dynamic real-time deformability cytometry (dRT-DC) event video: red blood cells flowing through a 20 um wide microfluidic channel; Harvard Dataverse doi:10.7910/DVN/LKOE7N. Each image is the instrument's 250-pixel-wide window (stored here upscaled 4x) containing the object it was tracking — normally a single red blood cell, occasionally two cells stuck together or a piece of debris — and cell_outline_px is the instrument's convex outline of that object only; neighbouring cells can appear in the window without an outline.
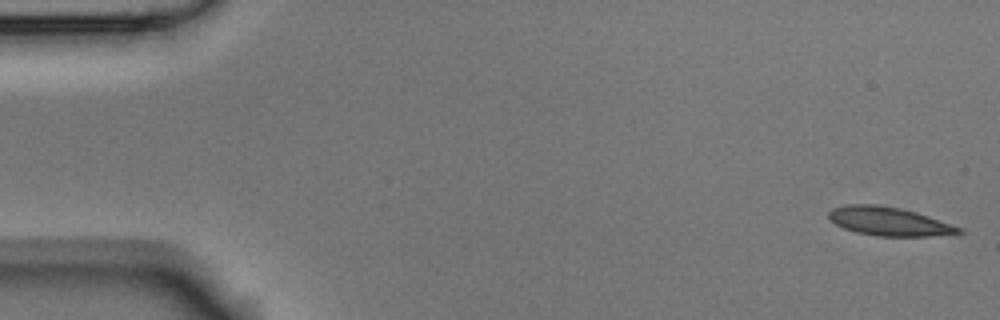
{"species": "Egyptian fruit bat (a non-hibernating species)", "species_latin": "Rousettus aegyptiacus", "temperature_condition": "room temperature", "stored_images_in_passage": 5, "camera_frame_rate_fps": 3000, "um_per_image_px": 0.085, "animal": {"sex": "male"}, "frame": {"image": 1, "passage_image": 1, "time_ms": 0.0, "image_size_px": [1000, 320], "cell_outline_px": [[964, 232], [932, 236], [876, 236], [856, 232], [844, 228], [828, 220], [828, 212], [832, 208], [848, 204], [876, 204], [900, 208], [916, 212], [964, 228]], "centroid_in_image_um": [75.55, 18.81], "position_along_channel_um": 9.5, "area_um2": 21.79}}